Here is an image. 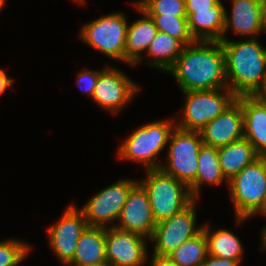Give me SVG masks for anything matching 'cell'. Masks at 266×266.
<instances>
[{
  "mask_svg": "<svg viewBox=\"0 0 266 266\" xmlns=\"http://www.w3.org/2000/svg\"><path fill=\"white\" fill-rule=\"evenodd\" d=\"M172 74L181 92L227 88L225 54L220 41H195L186 45Z\"/></svg>",
  "mask_w": 266,
  "mask_h": 266,
  "instance_id": "cell-1",
  "label": "cell"
},
{
  "mask_svg": "<svg viewBox=\"0 0 266 266\" xmlns=\"http://www.w3.org/2000/svg\"><path fill=\"white\" fill-rule=\"evenodd\" d=\"M227 87L236 95H254L266 77V48L258 38L222 40Z\"/></svg>",
  "mask_w": 266,
  "mask_h": 266,
  "instance_id": "cell-2",
  "label": "cell"
},
{
  "mask_svg": "<svg viewBox=\"0 0 266 266\" xmlns=\"http://www.w3.org/2000/svg\"><path fill=\"white\" fill-rule=\"evenodd\" d=\"M172 119L155 120L138 127L117 148L118 158L143 164L145 170L160 169L162 163L156 157L168 145L176 127L175 118Z\"/></svg>",
  "mask_w": 266,
  "mask_h": 266,
  "instance_id": "cell-3",
  "label": "cell"
},
{
  "mask_svg": "<svg viewBox=\"0 0 266 266\" xmlns=\"http://www.w3.org/2000/svg\"><path fill=\"white\" fill-rule=\"evenodd\" d=\"M238 225L257 215L266 196V160L256 159L228 183Z\"/></svg>",
  "mask_w": 266,
  "mask_h": 266,
  "instance_id": "cell-4",
  "label": "cell"
},
{
  "mask_svg": "<svg viewBox=\"0 0 266 266\" xmlns=\"http://www.w3.org/2000/svg\"><path fill=\"white\" fill-rule=\"evenodd\" d=\"M138 182L148 193L156 223L172 217L194 200L184 183L161 169L146 170V177Z\"/></svg>",
  "mask_w": 266,
  "mask_h": 266,
  "instance_id": "cell-5",
  "label": "cell"
},
{
  "mask_svg": "<svg viewBox=\"0 0 266 266\" xmlns=\"http://www.w3.org/2000/svg\"><path fill=\"white\" fill-rule=\"evenodd\" d=\"M165 164L160 169L184 183L194 198V180L198 169L199 150L204 144L198 131L175 127L169 139Z\"/></svg>",
  "mask_w": 266,
  "mask_h": 266,
  "instance_id": "cell-6",
  "label": "cell"
},
{
  "mask_svg": "<svg viewBox=\"0 0 266 266\" xmlns=\"http://www.w3.org/2000/svg\"><path fill=\"white\" fill-rule=\"evenodd\" d=\"M182 117L176 127L186 131H200L219 116L235 100L236 95L227 87L213 90L186 91Z\"/></svg>",
  "mask_w": 266,
  "mask_h": 266,
  "instance_id": "cell-7",
  "label": "cell"
},
{
  "mask_svg": "<svg viewBox=\"0 0 266 266\" xmlns=\"http://www.w3.org/2000/svg\"><path fill=\"white\" fill-rule=\"evenodd\" d=\"M128 21L122 12H113L83 24L80 39L103 55L125 62Z\"/></svg>",
  "mask_w": 266,
  "mask_h": 266,
  "instance_id": "cell-8",
  "label": "cell"
},
{
  "mask_svg": "<svg viewBox=\"0 0 266 266\" xmlns=\"http://www.w3.org/2000/svg\"><path fill=\"white\" fill-rule=\"evenodd\" d=\"M138 180L122 179L92 196L79 209L88 226L115 227L130 190ZM116 222V223H115Z\"/></svg>",
  "mask_w": 266,
  "mask_h": 266,
  "instance_id": "cell-9",
  "label": "cell"
},
{
  "mask_svg": "<svg viewBox=\"0 0 266 266\" xmlns=\"http://www.w3.org/2000/svg\"><path fill=\"white\" fill-rule=\"evenodd\" d=\"M198 200L194 199L180 212L156 224L150 239L154 247L152 255L168 257L182 243L202 230L203 225L196 226V205Z\"/></svg>",
  "mask_w": 266,
  "mask_h": 266,
  "instance_id": "cell-10",
  "label": "cell"
},
{
  "mask_svg": "<svg viewBox=\"0 0 266 266\" xmlns=\"http://www.w3.org/2000/svg\"><path fill=\"white\" fill-rule=\"evenodd\" d=\"M105 66L98 76L92 99L99 107L116 115L135 97L140 87L118 68Z\"/></svg>",
  "mask_w": 266,
  "mask_h": 266,
  "instance_id": "cell-11",
  "label": "cell"
},
{
  "mask_svg": "<svg viewBox=\"0 0 266 266\" xmlns=\"http://www.w3.org/2000/svg\"><path fill=\"white\" fill-rule=\"evenodd\" d=\"M58 221L47 229L49 246L65 266L73 259L82 232L88 226L82 212L68 205Z\"/></svg>",
  "mask_w": 266,
  "mask_h": 266,
  "instance_id": "cell-12",
  "label": "cell"
},
{
  "mask_svg": "<svg viewBox=\"0 0 266 266\" xmlns=\"http://www.w3.org/2000/svg\"><path fill=\"white\" fill-rule=\"evenodd\" d=\"M149 239L116 227L105 228L106 259L112 266H144Z\"/></svg>",
  "mask_w": 266,
  "mask_h": 266,
  "instance_id": "cell-13",
  "label": "cell"
},
{
  "mask_svg": "<svg viewBox=\"0 0 266 266\" xmlns=\"http://www.w3.org/2000/svg\"><path fill=\"white\" fill-rule=\"evenodd\" d=\"M156 222L153 218L147 191L138 182L129 192L116 228L151 239Z\"/></svg>",
  "mask_w": 266,
  "mask_h": 266,
  "instance_id": "cell-14",
  "label": "cell"
},
{
  "mask_svg": "<svg viewBox=\"0 0 266 266\" xmlns=\"http://www.w3.org/2000/svg\"><path fill=\"white\" fill-rule=\"evenodd\" d=\"M204 145L220 148L244 137L243 112L236 99L199 131Z\"/></svg>",
  "mask_w": 266,
  "mask_h": 266,
  "instance_id": "cell-15",
  "label": "cell"
},
{
  "mask_svg": "<svg viewBox=\"0 0 266 266\" xmlns=\"http://www.w3.org/2000/svg\"><path fill=\"white\" fill-rule=\"evenodd\" d=\"M230 16L225 8V27L222 40H227V31L242 37L257 38L263 32L260 0H230Z\"/></svg>",
  "mask_w": 266,
  "mask_h": 266,
  "instance_id": "cell-16",
  "label": "cell"
},
{
  "mask_svg": "<svg viewBox=\"0 0 266 266\" xmlns=\"http://www.w3.org/2000/svg\"><path fill=\"white\" fill-rule=\"evenodd\" d=\"M243 112L244 138L260 154L266 148V103L254 95L237 96Z\"/></svg>",
  "mask_w": 266,
  "mask_h": 266,
  "instance_id": "cell-17",
  "label": "cell"
},
{
  "mask_svg": "<svg viewBox=\"0 0 266 266\" xmlns=\"http://www.w3.org/2000/svg\"><path fill=\"white\" fill-rule=\"evenodd\" d=\"M137 11L143 14L144 18L128 24L125 41V64L131 66L138 65L143 59L142 52L148 50L150 43L158 33L153 19L134 3Z\"/></svg>",
  "mask_w": 266,
  "mask_h": 266,
  "instance_id": "cell-18",
  "label": "cell"
},
{
  "mask_svg": "<svg viewBox=\"0 0 266 266\" xmlns=\"http://www.w3.org/2000/svg\"><path fill=\"white\" fill-rule=\"evenodd\" d=\"M188 27L195 41H222L225 27V7L186 13Z\"/></svg>",
  "mask_w": 266,
  "mask_h": 266,
  "instance_id": "cell-19",
  "label": "cell"
},
{
  "mask_svg": "<svg viewBox=\"0 0 266 266\" xmlns=\"http://www.w3.org/2000/svg\"><path fill=\"white\" fill-rule=\"evenodd\" d=\"M105 261V228L87 226L78 240L73 259L66 266H86Z\"/></svg>",
  "mask_w": 266,
  "mask_h": 266,
  "instance_id": "cell-20",
  "label": "cell"
},
{
  "mask_svg": "<svg viewBox=\"0 0 266 266\" xmlns=\"http://www.w3.org/2000/svg\"><path fill=\"white\" fill-rule=\"evenodd\" d=\"M218 155L222 172L228 181L259 158L252 144L244 137L218 148Z\"/></svg>",
  "mask_w": 266,
  "mask_h": 266,
  "instance_id": "cell-21",
  "label": "cell"
},
{
  "mask_svg": "<svg viewBox=\"0 0 266 266\" xmlns=\"http://www.w3.org/2000/svg\"><path fill=\"white\" fill-rule=\"evenodd\" d=\"M225 180L228 186L229 181L225 178L218 155V148L202 145L198 155V169L196 179L194 180V199L200 196L202 184L212 186L220 185Z\"/></svg>",
  "mask_w": 266,
  "mask_h": 266,
  "instance_id": "cell-22",
  "label": "cell"
},
{
  "mask_svg": "<svg viewBox=\"0 0 266 266\" xmlns=\"http://www.w3.org/2000/svg\"><path fill=\"white\" fill-rule=\"evenodd\" d=\"M209 223L203 224L207 240L208 255L238 261L241 264L243 245L233 232L224 228L210 231Z\"/></svg>",
  "mask_w": 266,
  "mask_h": 266,
  "instance_id": "cell-23",
  "label": "cell"
},
{
  "mask_svg": "<svg viewBox=\"0 0 266 266\" xmlns=\"http://www.w3.org/2000/svg\"><path fill=\"white\" fill-rule=\"evenodd\" d=\"M184 47L179 40L158 31L146 51L150 60H152L148 61L147 64L160 71L167 72L173 66Z\"/></svg>",
  "mask_w": 266,
  "mask_h": 266,
  "instance_id": "cell-24",
  "label": "cell"
},
{
  "mask_svg": "<svg viewBox=\"0 0 266 266\" xmlns=\"http://www.w3.org/2000/svg\"><path fill=\"white\" fill-rule=\"evenodd\" d=\"M208 255L207 240L202 229L186 240L168 258L178 266H201Z\"/></svg>",
  "mask_w": 266,
  "mask_h": 266,
  "instance_id": "cell-25",
  "label": "cell"
},
{
  "mask_svg": "<svg viewBox=\"0 0 266 266\" xmlns=\"http://www.w3.org/2000/svg\"><path fill=\"white\" fill-rule=\"evenodd\" d=\"M154 21L158 31L166 33L179 40L184 46L195 42L192 37L187 16H164L161 14H148Z\"/></svg>",
  "mask_w": 266,
  "mask_h": 266,
  "instance_id": "cell-26",
  "label": "cell"
},
{
  "mask_svg": "<svg viewBox=\"0 0 266 266\" xmlns=\"http://www.w3.org/2000/svg\"><path fill=\"white\" fill-rule=\"evenodd\" d=\"M31 246L24 241L8 239L0 242V266H19L30 254Z\"/></svg>",
  "mask_w": 266,
  "mask_h": 266,
  "instance_id": "cell-27",
  "label": "cell"
},
{
  "mask_svg": "<svg viewBox=\"0 0 266 266\" xmlns=\"http://www.w3.org/2000/svg\"><path fill=\"white\" fill-rule=\"evenodd\" d=\"M137 4L147 14L187 16L185 0H139Z\"/></svg>",
  "mask_w": 266,
  "mask_h": 266,
  "instance_id": "cell-28",
  "label": "cell"
},
{
  "mask_svg": "<svg viewBox=\"0 0 266 266\" xmlns=\"http://www.w3.org/2000/svg\"><path fill=\"white\" fill-rule=\"evenodd\" d=\"M101 71H94V70H88L87 68H84V70H81L77 74V82L76 84L80 87L81 91L83 93L88 94L92 98L94 89L98 80V76Z\"/></svg>",
  "mask_w": 266,
  "mask_h": 266,
  "instance_id": "cell-29",
  "label": "cell"
},
{
  "mask_svg": "<svg viewBox=\"0 0 266 266\" xmlns=\"http://www.w3.org/2000/svg\"><path fill=\"white\" fill-rule=\"evenodd\" d=\"M211 7H225L221 0H185L186 13L211 10Z\"/></svg>",
  "mask_w": 266,
  "mask_h": 266,
  "instance_id": "cell-30",
  "label": "cell"
},
{
  "mask_svg": "<svg viewBox=\"0 0 266 266\" xmlns=\"http://www.w3.org/2000/svg\"><path fill=\"white\" fill-rule=\"evenodd\" d=\"M238 261L207 255L201 266H240Z\"/></svg>",
  "mask_w": 266,
  "mask_h": 266,
  "instance_id": "cell-31",
  "label": "cell"
},
{
  "mask_svg": "<svg viewBox=\"0 0 266 266\" xmlns=\"http://www.w3.org/2000/svg\"><path fill=\"white\" fill-rule=\"evenodd\" d=\"M12 83H13V79L8 77V75H6V73H5V71L0 69V95L3 94V92H5V90L7 88L14 91V89L12 87Z\"/></svg>",
  "mask_w": 266,
  "mask_h": 266,
  "instance_id": "cell-32",
  "label": "cell"
},
{
  "mask_svg": "<svg viewBox=\"0 0 266 266\" xmlns=\"http://www.w3.org/2000/svg\"><path fill=\"white\" fill-rule=\"evenodd\" d=\"M150 265L151 266H178L174 262H172L168 257H159L155 255H152Z\"/></svg>",
  "mask_w": 266,
  "mask_h": 266,
  "instance_id": "cell-33",
  "label": "cell"
},
{
  "mask_svg": "<svg viewBox=\"0 0 266 266\" xmlns=\"http://www.w3.org/2000/svg\"><path fill=\"white\" fill-rule=\"evenodd\" d=\"M254 96L258 100L266 103V77L264 78L261 87L256 91V93L254 94Z\"/></svg>",
  "mask_w": 266,
  "mask_h": 266,
  "instance_id": "cell-34",
  "label": "cell"
},
{
  "mask_svg": "<svg viewBox=\"0 0 266 266\" xmlns=\"http://www.w3.org/2000/svg\"><path fill=\"white\" fill-rule=\"evenodd\" d=\"M261 22L263 32H266V0H260Z\"/></svg>",
  "mask_w": 266,
  "mask_h": 266,
  "instance_id": "cell-35",
  "label": "cell"
},
{
  "mask_svg": "<svg viewBox=\"0 0 266 266\" xmlns=\"http://www.w3.org/2000/svg\"><path fill=\"white\" fill-rule=\"evenodd\" d=\"M266 217V216H265ZM266 225V224H265ZM261 246L260 250L261 251H266V226L261 230Z\"/></svg>",
  "mask_w": 266,
  "mask_h": 266,
  "instance_id": "cell-36",
  "label": "cell"
},
{
  "mask_svg": "<svg viewBox=\"0 0 266 266\" xmlns=\"http://www.w3.org/2000/svg\"><path fill=\"white\" fill-rule=\"evenodd\" d=\"M257 214H261L263 216H266V196H265V200H264V203H263V207Z\"/></svg>",
  "mask_w": 266,
  "mask_h": 266,
  "instance_id": "cell-37",
  "label": "cell"
},
{
  "mask_svg": "<svg viewBox=\"0 0 266 266\" xmlns=\"http://www.w3.org/2000/svg\"><path fill=\"white\" fill-rule=\"evenodd\" d=\"M86 266H112L108 261L101 262V263H96V264H90Z\"/></svg>",
  "mask_w": 266,
  "mask_h": 266,
  "instance_id": "cell-38",
  "label": "cell"
},
{
  "mask_svg": "<svg viewBox=\"0 0 266 266\" xmlns=\"http://www.w3.org/2000/svg\"><path fill=\"white\" fill-rule=\"evenodd\" d=\"M259 157L266 160V148L259 154Z\"/></svg>",
  "mask_w": 266,
  "mask_h": 266,
  "instance_id": "cell-39",
  "label": "cell"
},
{
  "mask_svg": "<svg viewBox=\"0 0 266 266\" xmlns=\"http://www.w3.org/2000/svg\"><path fill=\"white\" fill-rule=\"evenodd\" d=\"M6 4L5 0H0V12L3 9L4 5Z\"/></svg>",
  "mask_w": 266,
  "mask_h": 266,
  "instance_id": "cell-40",
  "label": "cell"
},
{
  "mask_svg": "<svg viewBox=\"0 0 266 266\" xmlns=\"http://www.w3.org/2000/svg\"><path fill=\"white\" fill-rule=\"evenodd\" d=\"M73 1H76L77 3H81V4H85L86 3V1L85 0H73Z\"/></svg>",
  "mask_w": 266,
  "mask_h": 266,
  "instance_id": "cell-41",
  "label": "cell"
}]
</instances>
